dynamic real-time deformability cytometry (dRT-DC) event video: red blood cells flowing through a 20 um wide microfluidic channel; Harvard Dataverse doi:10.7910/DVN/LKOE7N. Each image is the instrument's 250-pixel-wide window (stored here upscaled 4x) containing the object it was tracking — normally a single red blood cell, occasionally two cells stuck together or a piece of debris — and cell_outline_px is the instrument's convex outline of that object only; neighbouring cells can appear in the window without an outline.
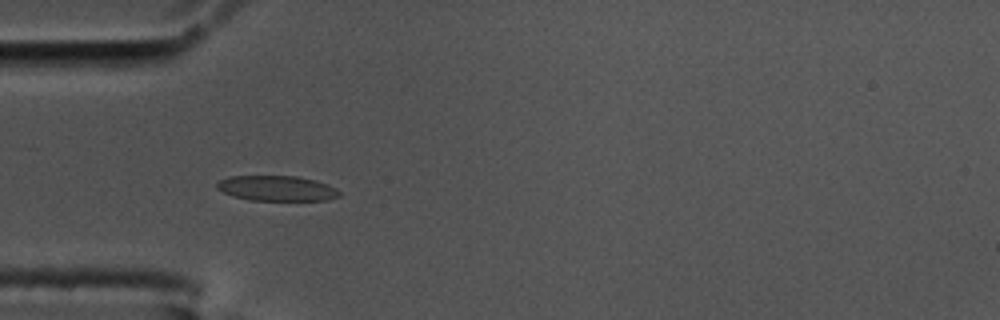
{"species": "common noctule bat (a hibernating species)", "species_latin": "Nyctalus noctula", "temperature_condition": "cold", "stored_images_in_passage": 40, "camera_frame_rate_fps": 3000, "um_per_image_px": 0.085, "animal": {"sex": "male", "body_mass_g": 17.5, "forearm_length_mm": 52.3}, "frame": {"image": 1, "passage_image": 1, "time_ms": 0.0, "image_size_px": [1000, 320], "cell_outline_px": [[340, 196], [328, 200], [248, 200], [232, 196], [216, 188], [216, 184], [220, 180], [228, 176], [296, 176], [316, 180], [328, 184], [336, 188], [340, 192]], "centroid_in_image_um": [23.53, 16.0], "position_along_channel_um": 61.5, "area_um2": 18.09}}
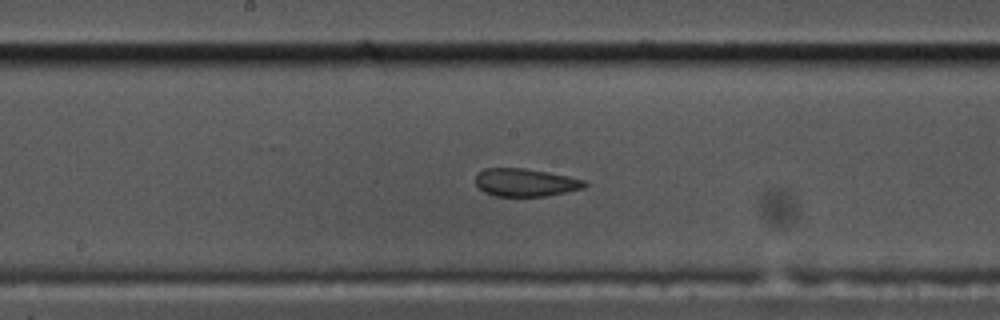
{"frame": {"image": 2, "passage_image": 13, "time_ms": 4.0, "image_size_px": [1000, 320], "cell_outline_px": [[588, 184], [584, 188], [548, 196], [496, 196], [484, 192], [476, 184], [476, 176], [484, 168], [524, 168], [548, 172], [568, 176], [584, 180]], "centroid_in_image_um": [44.68, 15.51], "position_along_channel_um": 203.5, "area_um2": 17.69}}
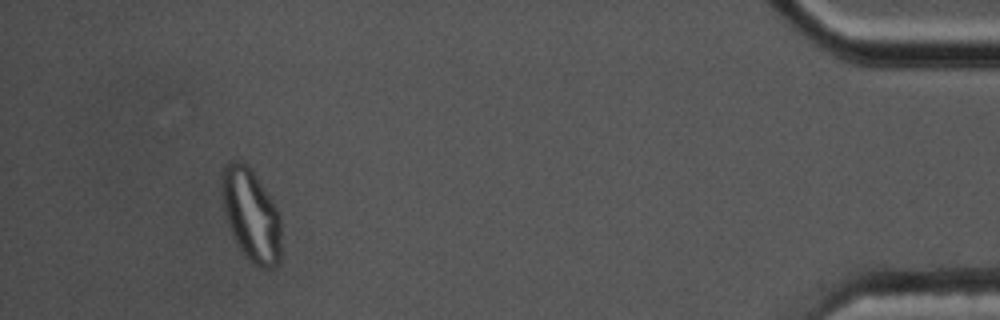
{"frame": {"image": 3, "passage_image": 36, "time_ms": 11.667, "image_size_px": [1000, 320], "cell_outline_px": [[280, 260], [272, 268], [260, 268], [248, 260], [240, 248], [228, 224], [224, 212], [220, 184], [224, 168], [232, 160], [236, 160], [248, 164], [276, 208], [280, 216]], "centroid_in_image_um": [21.33, 18.28], "position_along_channel_um": 413.9, "area_um2": 31.56}, "authors_computed_cell_mechanics": {"area_um2": 19.074, "velocity_mm_per_s": 3.6061, "shape_relaxation_time_tau1_ms": null, "shape_relaxation_time_tau2_ms": 0.6891, "deformation_change_tau1": null, "deformation_change_tau2": 0.076}}